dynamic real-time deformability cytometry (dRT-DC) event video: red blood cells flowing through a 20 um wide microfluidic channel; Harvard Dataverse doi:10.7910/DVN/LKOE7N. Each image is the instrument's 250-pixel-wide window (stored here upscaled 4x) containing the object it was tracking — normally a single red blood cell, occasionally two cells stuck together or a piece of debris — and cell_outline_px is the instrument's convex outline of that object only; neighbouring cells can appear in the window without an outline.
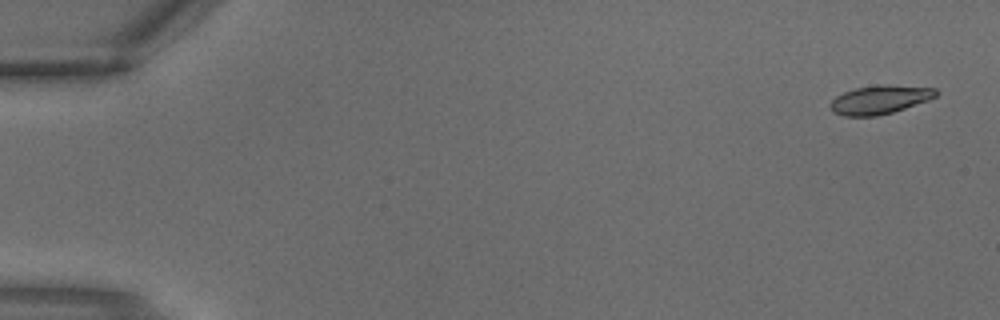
{"species": "common noctule bat (a hibernating species)", "species_latin": "Nyctalus noctula", "temperature_condition": "warm", "stored_images_in_passage": 3, "camera_frame_rate_fps": 3000, "um_per_image_px": 0.085, "animal": {"sex": "male", "body_mass_g": 18.8}, "frame": {"image": 1, "passage_image": 1, "time_ms": 0.0, "image_size_px": [1000, 320], "cell_outline_px": [[936, 96], [928, 100], [892, 112], [876, 116], [844, 116], [832, 112], [832, 100], [836, 96], [844, 92], [856, 88], [880, 84], [888, 84], [936, 88]], "centroid_in_image_um": [74.78, 8.46], "position_along_channel_um": 10.2, "area_um2": 17.46}}
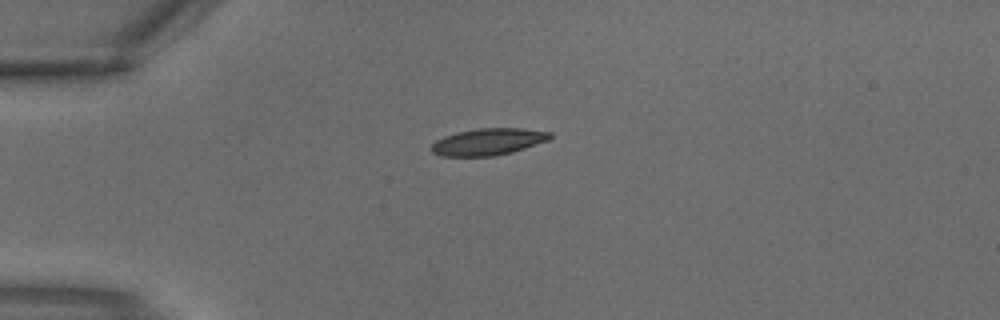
{"frame": {"image": 2, "passage_image": 3, "time_ms": 0.667, "image_size_px": [1000, 320], "cell_outline_px": [[552, 136], [548, 140], [512, 152], [496, 156], [444, 156], [432, 152], [432, 144], [436, 140], [444, 136], [456, 132], [480, 128], [520, 128], [552, 132]], "centroid_in_image_um": [41.5, 12.04], "position_along_channel_um": 43.5, "area_um2": 18.44}}